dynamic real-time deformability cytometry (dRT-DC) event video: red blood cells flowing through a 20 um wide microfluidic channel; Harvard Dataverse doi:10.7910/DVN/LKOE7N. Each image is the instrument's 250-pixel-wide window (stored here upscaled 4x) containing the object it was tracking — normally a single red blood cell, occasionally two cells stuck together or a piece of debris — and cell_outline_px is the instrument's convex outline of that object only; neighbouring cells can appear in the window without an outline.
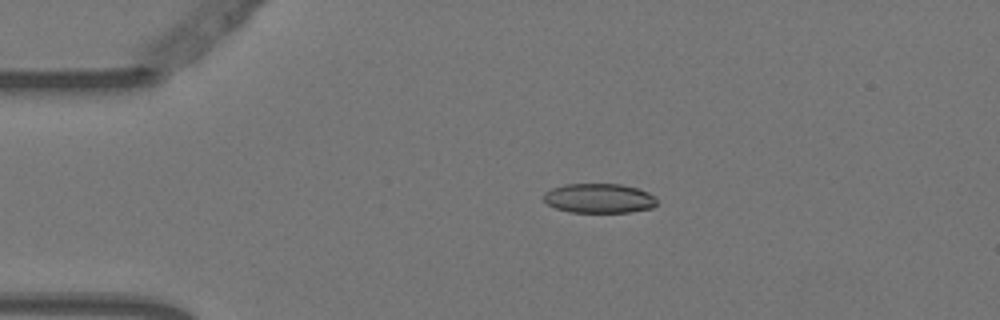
{"species": "Egyptian fruit bat (a non-hibernating species)", "species_latin": "Rousettus aegyptiacus", "temperature_condition": "warm", "stored_images_in_passage": 4, "camera_frame_rate_fps": 3000, "um_per_image_px": 0.085, "animal": {"sex": "female"}, "frame": {"image": 1, "passage_image": 3, "time_ms": 0.667, "image_size_px": [1000, 320], "cell_outline_px": [[656, 204], [652, 208], [628, 212], [568, 212], [556, 208], [548, 204], [544, 200], [544, 192], [552, 188], [564, 184], [620, 184], [636, 188], [648, 192], [656, 196]], "centroid_in_image_um": [50.92, 16.85], "position_along_channel_um": 34.1, "area_um2": 19.48}}